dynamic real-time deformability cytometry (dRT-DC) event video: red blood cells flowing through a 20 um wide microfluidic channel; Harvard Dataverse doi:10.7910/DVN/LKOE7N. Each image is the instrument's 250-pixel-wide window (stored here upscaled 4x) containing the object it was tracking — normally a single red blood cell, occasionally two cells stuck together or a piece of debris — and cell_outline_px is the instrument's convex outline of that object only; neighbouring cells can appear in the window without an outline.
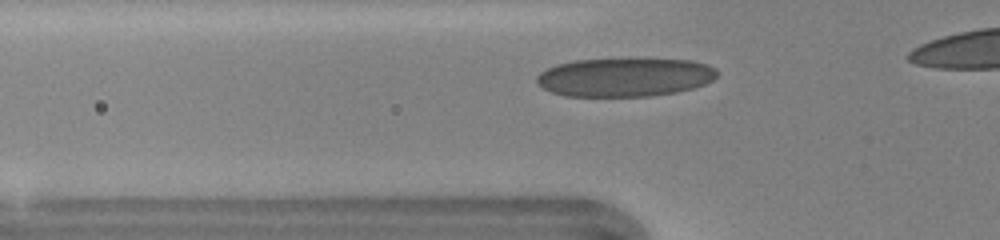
{"species": "human", "species_latin": "Homo sapiens", "temperature_condition": "warm", "stored_images_in_passage": 30, "camera_frame_rate_fps": 3000, "um_per_image_px": 0.085, "donor": {"sex": "female"}, "frame": {"image": 1, "passage_image": 5, "time_ms": 1.333, "image_size_px": [1000, 240], "cell_outline_px": [[716, 76], [712, 80], [704, 84], [692, 88], [676, 92], [648, 96], [564, 96], [552, 92], [536, 84], [536, 76], [540, 72], [548, 68], [560, 64], [576, 60], [692, 60], [708, 64], [716, 68]], "centroid_in_image_um": [53.09, 6.58], "position_along_channel_um": 72.7, "area_um2": 40.11}}
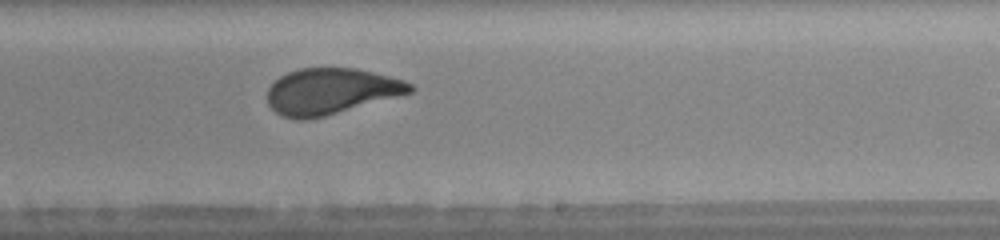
{"frame": {"image": 2, "passage_image": 18, "time_ms": 5.667, "image_size_px": [1000, 240], "cell_outline_px": [[416, 88], [412, 92], [324, 116], [308, 120], [300, 120], [284, 116], [276, 112], [268, 104], [268, 88], [280, 76], [288, 72], [300, 68], [356, 68], [404, 80], [412, 84]], "centroid_in_image_um": [28.12, 7.75], "position_along_channel_um": 260.9, "area_um2": 37.92}, "authors_computed_cell_mechanics": {"area_um2": 39.1884, "velocity_mm_per_s": 4.3321, "shape_relaxation_time_tau1_ms": 5.2901, "shape_relaxation_time_tau2_ms": null, "deformation_change_tau1": 0.1783, "deformation_change_tau2": null}}